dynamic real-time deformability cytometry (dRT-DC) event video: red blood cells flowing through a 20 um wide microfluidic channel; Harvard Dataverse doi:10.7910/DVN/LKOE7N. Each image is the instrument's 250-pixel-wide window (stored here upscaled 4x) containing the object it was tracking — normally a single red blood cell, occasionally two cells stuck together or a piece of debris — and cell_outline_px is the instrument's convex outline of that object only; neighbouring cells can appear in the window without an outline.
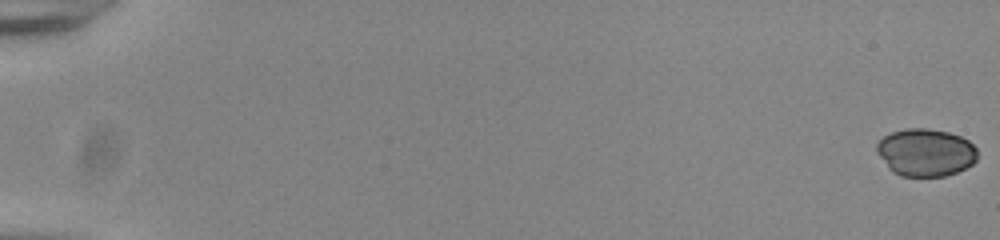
{"species": "common noctule bat (a hibernating species)", "species_latin": "Nyctalus noctula", "temperature_condition": "room temperature", "stored_images_in_passage": 55, "camera_frame_rate_fps": 3000, "um_per_image_px": 0.085, "animal": {"sex": "male", "body_mass_g": 20.0, "forearm_length_mm": 53.3}, "frame": {"image": 1, "passage_image": 1, "time_ms": 0.0, "image_size_px": [1000, 240], "cell_outline_px": [[976, 160], [972, 164], [956, 172], [944, 176], [900, 176], [892, 172], [888, 168], [876, 152], [876, 144], [884, 136], [892, 132], [908, 128], [928, 128], [948, 132], [960, 136], [968, 140], [976, 148]], "centroid_in_image_um": [78.65, 12.95], "position_along_channel_um": 6.4, "area_um2": 27.92}}
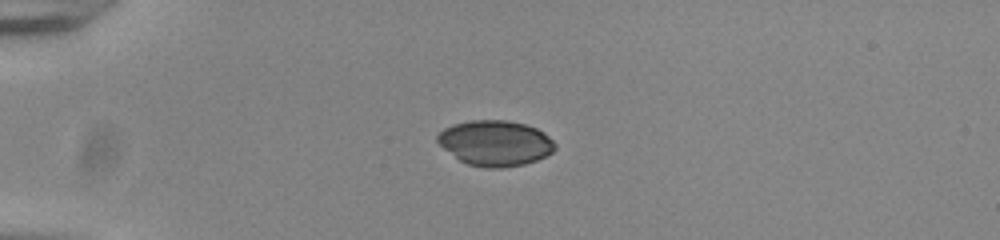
{"frame": {"image": 2, "passage_image": 16, "time_ms": 5.0, "image_size_px": [1000, 240], "cell_outline_px": [[556, 148], [552, 152], [536, 160], [524, 164], [504, 168], [484, 168], [468, 164], [460, 160], [444, 148], [436, 140], [436, 136], [444, 128], [452, 124], [472, 120], [508, 120], [524, 124], [536, 128], [544, 132], [556, 144]], "centroid_in_image_um": [42.1, 12.16], "position_along_channel_um": 42.9, "area_um2": 31.1}}